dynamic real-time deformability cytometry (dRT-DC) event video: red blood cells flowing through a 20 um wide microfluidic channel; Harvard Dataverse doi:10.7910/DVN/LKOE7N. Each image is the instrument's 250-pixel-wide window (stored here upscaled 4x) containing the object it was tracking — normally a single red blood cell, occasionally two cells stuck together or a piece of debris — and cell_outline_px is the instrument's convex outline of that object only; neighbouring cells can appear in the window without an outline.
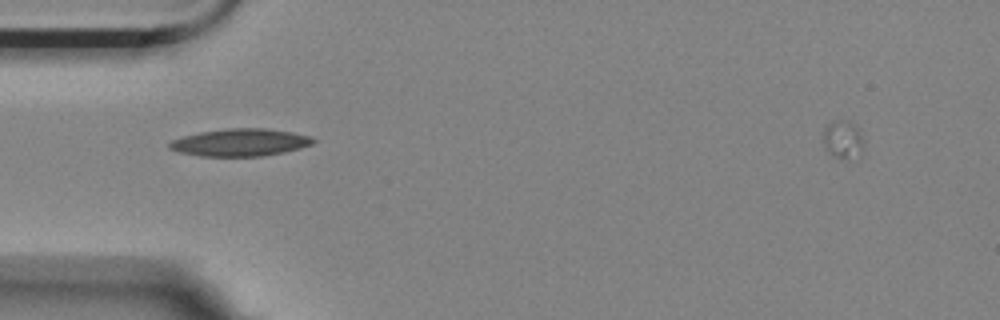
{"species": "Egyptian fruit bat (a non-hibernating species)", "species_latin": "Rousettus aegyptiacus", "temperature_condition": "room temperature", "stored_images_in_passage": 5, "camera_frame_rate_fps": 3000, "um_per_image_px": 0.085, "animal": {"sex": "female"}, "frame": {"image": 1, "passage_image": 1, "time_ms": 0.0, "image_size_px": [1000, 320], "cell_outline_px": [[316, 140], [312, 144], [300, 148], [284, 152], [264, 156], [200, 156], [180, 152], [168, 148], [168, 144], [172, 140], [184, 136], [200, 132], [228, 128], [268, 128], [292, 132], [308, 136]], "centroid_in_image_um": [20.42, 12.1], "position_along_channel_um": 64.6, "area_um2": 22.89}}
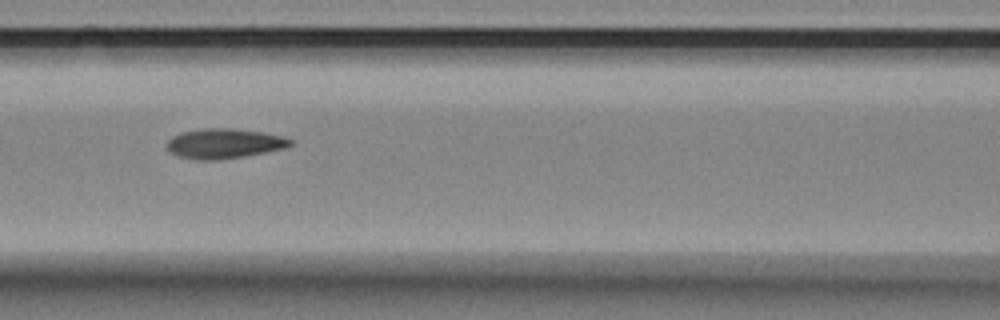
{"frame": {"image": 2, "passage_image": 3, "time_ms": 0.667, "image_size_px": [1000, 320], "cell_outline_px": [[292, 144], [284, 148], [244, 156], [216, 160], [196, 160], [180, 156], [168, 152], [168, 140], [172, 136], [184, 132], [200, 128], [228, 128], [264, 132], [284, 136], [292, 140]], "centroid_in_image_um": [19.05, 12.19], "position_along_channel_um": 147.5, "area_um2": 21.39}}
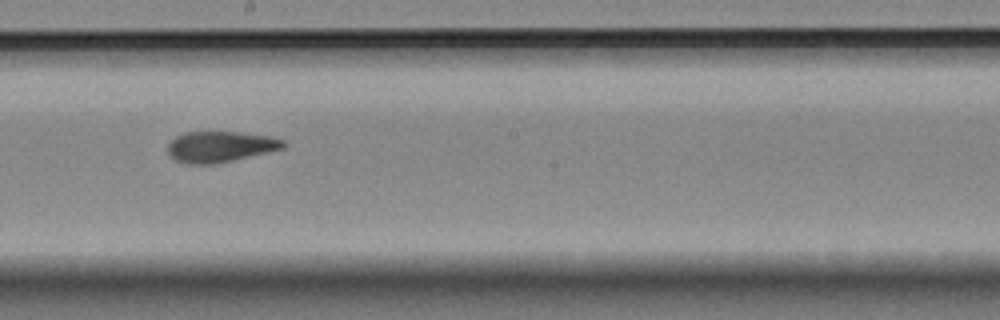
{"frame": {"image": 3, "passage_image": 5, "time_ms": 1.333, "image_size_px": [1000, 320], "cell_outline_px": [[288, 144], [284, 148], [216, 164], [188, 164], [176, 160], [168, 152], [168, 144], [176, 136], [184, 132], [236, 132], [268, 136], [284, 140]], "centroid_in_image_um": [18.72, 12.47], "position_along_channel_um": 229.5, "area_um2": 20.63}}